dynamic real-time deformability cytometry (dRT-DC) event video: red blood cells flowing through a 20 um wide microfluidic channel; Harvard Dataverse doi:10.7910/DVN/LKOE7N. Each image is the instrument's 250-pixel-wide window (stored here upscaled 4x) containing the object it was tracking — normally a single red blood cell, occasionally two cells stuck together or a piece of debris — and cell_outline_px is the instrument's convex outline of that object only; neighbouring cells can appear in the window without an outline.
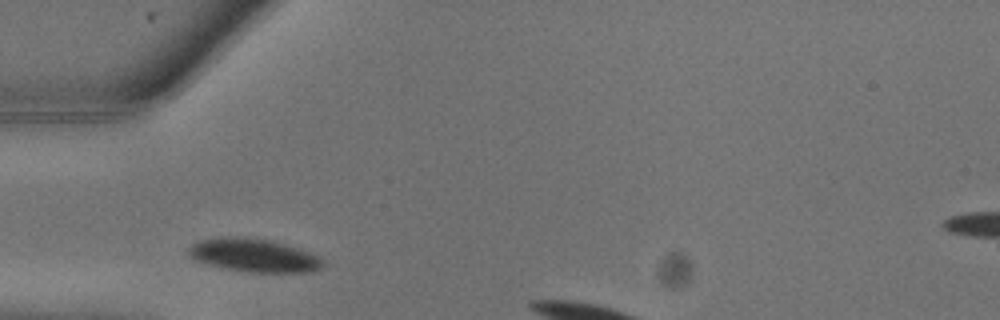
{"species": "common noctule bat (a hibernating species)", "species_latin": "Nyctalus noctula", "temperature_condition": "warm", "stored_images_in_passage": 4, "camera_frame_rate_fps": 3000, "um_per_image_px": 0.085, "animal": {"sex": "male", "body_mass_g": 13.3}, "frame": {"image": 1, "passage_image": 2, "time_ms": 0.333, "image_size_px": [1000, 320], "cell_outline_px": [[324, 264], [320, 268], [312, 272], [248, 272], [224, 268], [204, 264], [196, 260], [188, 252], [188, 248], [192, 244], [200, 240], [220, 236], [248, 236], [272, 240], [320, 256], [324, 260]], "centroid_in_image_um": [21.57, 21.69], "position_along_channel_um": 63.4, "area_um2": 26.3}}